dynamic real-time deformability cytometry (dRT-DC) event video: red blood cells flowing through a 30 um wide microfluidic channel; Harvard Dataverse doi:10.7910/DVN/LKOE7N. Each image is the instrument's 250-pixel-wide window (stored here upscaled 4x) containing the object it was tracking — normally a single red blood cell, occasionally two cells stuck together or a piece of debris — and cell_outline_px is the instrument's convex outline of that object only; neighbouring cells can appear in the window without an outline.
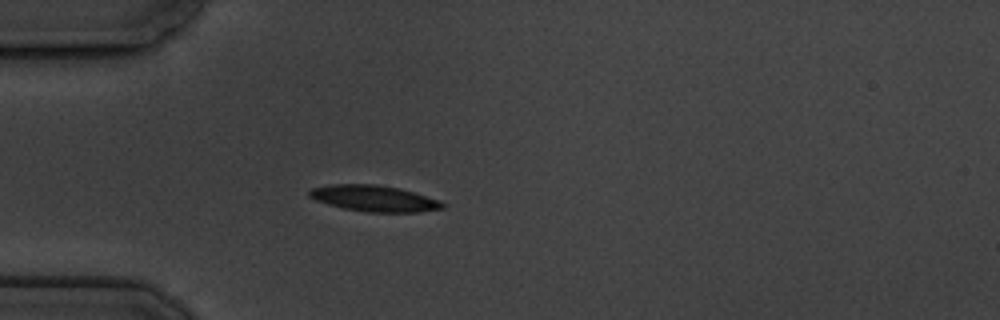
{"species": "common noctule bat (a hibernating species)", "species_latin": "Nyctalus noctula", "temperature_condition": "cold", "stored_images_in_passage": 4, "camera_frame_rate_fps": 3000, "um_per_image_px": 0.085, "animal": {"sex": "male", "body_mass_g": 19.5, "forearm_length_mm": 54.6}, "frame": {"image": 1, "passage_image": 4, "time_ms": 3.333, "image_size_px": [1000, 320], "cell_outline_px": [[448, 204], [444, 208], [420, 212], [368, 212], [344, 208], [328, 204], [316, 200], [308, 196], [308, 192], [312, 188], [332, 184], [376, 184], [400, 188], [440, 200]], "centroid_in_image_um": [31.84, 16.86], "position_along_channel_um": 53.2, "area_um2": 20.35}}